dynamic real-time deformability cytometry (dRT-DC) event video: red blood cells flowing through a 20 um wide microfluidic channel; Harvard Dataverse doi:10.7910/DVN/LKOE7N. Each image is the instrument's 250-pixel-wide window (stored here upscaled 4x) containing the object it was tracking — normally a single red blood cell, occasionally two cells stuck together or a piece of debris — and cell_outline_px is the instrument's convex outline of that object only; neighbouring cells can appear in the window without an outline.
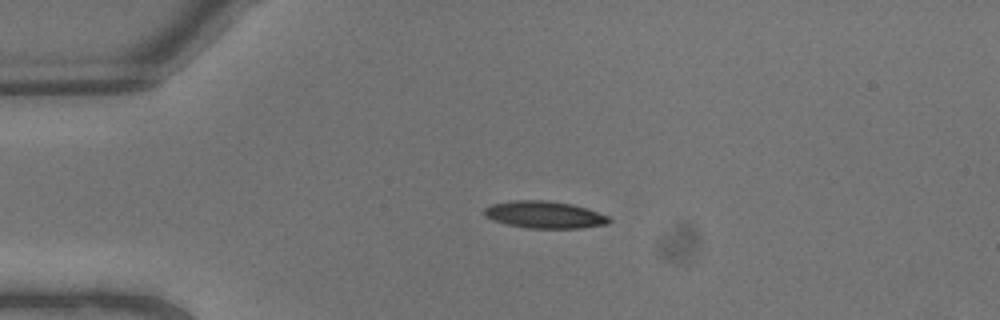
{"species": "common noctule bat (a hibernating species)", "species_latin": "Nyctalus noctula", "temperature_condition": "warm", "stored_images_in_passage": 5, "camera_frame_rate_fps": 3000, "um_per_image_px": 0.085, "animal": {"sex": "male", "body_mass_g": 13.3}, "frame": {"image": 1, "passage_image": 1, "time_ms": 0.0, "image_size_px": [1000, 320], "cell_outline_px": [[612, 220], [608, 224], [580, 228], [528, 228], [508, 224], [492, 220], [484, 216], [484, 208], [492, 204], [512, 200], [548, 200], [572, 204], [588, 208], [608, 216]], "centroid_in_image_um": [46.29, 18.24], "position_along_channel_um": 38.7, "area_um2": 19.83}}
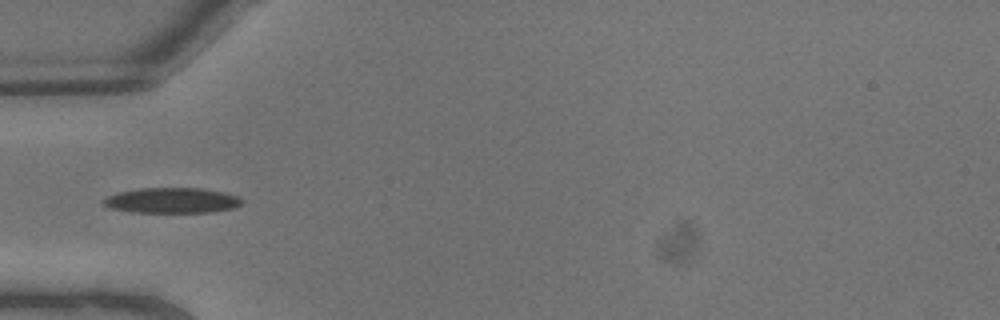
{"frame": {"image": 2, "passage_image": 3, "time_ms": 0.667, "image_size_px": [1000, 320], "cell_outline_px": [[244, 200], [240, 204], [232, 208], [212, 212], [132, 212], [112, 208], [104, 204], [100, 200], [108, 196], [120, 192], [140, 188], [204, 188], [224, 192], [236, 196]], "centroid_in_image_um": [14.62, 17.03], "position_along_channel_um": 70.4, "area_um2": 20.35}}
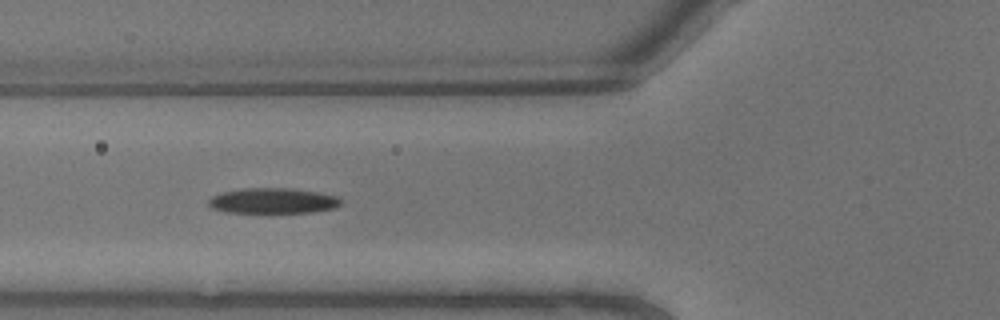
{"frame": {"image": 3, "passage_image": 4, "time_ms": 1.0, "image_size_px": [1000, 320], "cell_outline_px": [[344, 200], [336, 208], [312, 212], [260, 216], [224, 212], [212, 208], [208, 204], [208, 200], [212, 196], [220, 192], [244, 188], [292, 188], [340, 196]], "centroid_in_image_um": [23.18, 17.12], "position_along_channel_um": 102.6, "area_um2": 21.04}}